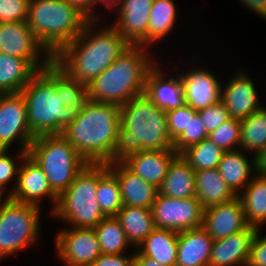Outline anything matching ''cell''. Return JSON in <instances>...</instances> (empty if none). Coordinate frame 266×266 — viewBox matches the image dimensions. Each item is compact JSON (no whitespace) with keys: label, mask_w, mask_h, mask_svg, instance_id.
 <instances>
[{"label":"cell","mask_w":266,"mask_h":266,"mask_svg":"<svg viewBox=\"0 0 266 266\" xmlns=\"http://www.w3.org/2000/svg\"><path fill=\"white\" fill-rule=\"evenodd\" d=\"M98 23L89 20L83 31L53 57L71 77L86 85L131 46L112 25H101L94 31Z\"/></svg>","instance_id":"cell-1"},{"label":"cell","mask_w":266,"mask_h":266,"mask_svg":"<svg viewBox=\"0 0 266 266\" xmlns=\"http://www.w3.org/2000/svg\"><path fill=\"white\" fill-rule=\"evenodd\" d=\"M120 127L111 154V164L125 161L142 150L174 149L166 111L144 94L120 106Z\"/></svg>","instance_id":"cell-2"},{"label":"cell","mask_w":266,"mask_h":266,"mask_svg":"<svg viewBox=\"0 0 266 266\" xmlns=\"http://www.w3.org/2000/svg\"><path fill=\"white\" fill-rule=\"evenodd\" d=\"M120 106L89 100L61 134L89 164H111L120 127Z\"/></svg>","instance_id":"cell-3"},{"label":"cell","mask_w":266,"mask_h":266,"mask_svg":"<svg viewBox=\"0 0 266 266\" xmlns=\"http://www.w3.org/2000/svg\"><path fill=\"white\" fill-rule=\"evenodd\" d=\"M148 47L131 45L89 84V100L123 105L144 94L148 71L157 63ZM150 54V55H149Z\"/></svg>","instance_id":"cell-4"},{"label":"cell","mask_w":266,"mask_h":266,"mask_svg":"<svg viewBox=\"0 0 266 266\" xmlns=\"http://www.w3.org/2000/svg\"><path fill=\"white\" fill-rule=\"evenodd\" d=\"M89 19L67 0H30L27 23L54 57L72 42Z\"/></svg>","instance_id":"cell-5"},{"label":"cell","mask_w":266,"mask_h":266,"mask_svg":"<svg viewBox=\"0 0 266 266\" xmlns=\"http://www.w3.org/2000/svg\"><path fill=\"white\" fill-rule=\"evenodd\" d=\"M27 106V121L34 138L61 135L78 115L71 107L63 106L54 83L38 71L20 92Z\"/></svg>","instance_id":"cell-6"},{"label":"cell","mask_w":266,"mask_h":266,"mask_svg":"<svg viewBox=\"0 0 266 266\" xmlns=\"http://www.w3.org/2000/svg\"><path fill=\"white\" fill-rule=\"evenodd\" d=\"M27 154L43 170L50 187L58 196L68 189L88 164L62 135L36 137Z\"/></svg>","instance_id":"cell-7"},{"label":"cell","mask_w":266,"mask_h":266,"mask_svg":"<svg viewBox=\"0 0 266 266\" xmlns=\"http://www.w3.org/2000/svg\"><path fill=\"white\" fill-rule=\"evenodd\" d=\"M98 164H87L67 190L58 196L52 217L73 228H94L106 216L97 200Z\"/></svg>","instance_id":"cell-8"},{"label":"cell","mask_w":266,"mask_h":266,"mask_svg":"<svg viewBox=\"0 0 266 266\" xmlns=\"http://www.w3.org/2000/svg\"><path fill=\"white\" fill-rule=\"evenodd\" d=\"M40 211L38 206L5 198L0 205V261L38 242Z\"/></svg>","instance_id":"cell-9"},{"label":"cell","mask_w":266,"mask_h":266,"mask_svg":"<svg viewBox=\"0 0 266 266\" xmlns=\"http://www.w3.org/2000/svg\"><path fill=\"white\" fill-rule=\"evenodd\" d=\"M0 53L25 59L37 71H41L53 60V56L37 40L27 21L0 23Z\"/></svg>","instance_id":"cell-10"},{"label":"cell","mask_w":266,"mask_h":266,"mask_svg":"<svg viewBox=\"0 0 266 266\" xmlns=\"http://www.w3.org/2000/svg\"><path fill=\"white\" fill-rule=\"evenodd\" d=\"M151 211L156 228L181 232L203 226L204 208L196 197L176 199L158 193Z\"/></svg>","instance_id":"cell-11"},{"label":"cell","mask_w":266,"mask_h":266,"mask_svg":"<svg viewBox=\"0 0 266 266\" xmlns=\"http://www.w3.org/2000/svg\"><path fill=\"white\" fill-rule=\"evenodd\" d=\"M34 139L29 129L23 95L0 94V149L9 150L12 144L18 141L16 144L20 150L28 152Z\"/></svg>","instance_id":"cell-12"},{"label":"cell","mask_w":266,"mask_h":266,"mask_svg":"<svg viewBox=\"0 0 266 266\" xmlns=\"http://www.w3.org/2000/svg\"><path fill=\"white\" fill-rule=\"evenodd\" d=\"M55 237V251L65 266H90L102 254L94 228H63Z\"/></svg>","instance_id":"cell-13"},{"label":"cell","mask_w":266,"mask_h":266,"mask_svg":"<svg viewBox=\"0 0 266 266\" xmlns=\"http://www.w3.org/2000/svg\"><path fill=\"white\" fill-rule=\"evenodd\" d=\"M48 197L53 203L50 214L54 211L58 195L49 185L46 175L37 163L27 154L19 166L17 183L10 199L41 207L43 198Z\"/></svg>","instance_id":"cell-14"},{"label":"cell","mask_w":266,"mask_h":266,"mask_svg":"<svg viewBox=\"0 0 266 266\" xmlns=\"http://www.w3.org/2000/svg\"><path fill=\"white\" fill-rule=\"evenodd\" d=\"M154 0H122L112 26L130 44L148 47V25Z\"/></svg>","instance_id":"cell-15"},{"label":"cell","mask_w":266,"mask_h":266,"mask_svg":"<svg viewBox=\"0 0 266 266\" xmlns=\"http://www.w3.org/2000/svg\"><path fill=\"white\" fill-rule=\"evenodd\" d=\"M249 77L239 70L221 87V101L231 118L243 120L263 106L258 100L256 85Z\"/></svg>","instance_id":"cell-16"},{"label":"cell","mask_w":266,"mask_h":266,"mask_svg":"<svg viewBox=\"0 0 266 266\" xmlns=\"http://www.w3.org/2000/svg\"><path fill=\"white\" fill-rule=\"evenodd\" d=\"M203 227L214 241L248 228L240 198L205 208Z\"/></svg>","instance_id":"cell-17"},{"label":"cell","mask_w":266,"mask_h":266,"mask_svg":"<svg viewBox=\"0 0 266 266\" xmlns=\"http://www.w3.org/2000/svg\"><path fill=\"white\" fill-rule=\"evenodd\" d=\"M206 68L186 69L179 73L183 84L185 104L199 111L221 100V82Z\"/></svg>","instance_id":"cell-18"},{"label":"cell","mask_w":266,"mask_h":266,"mask_svg":"<svg viewBox=\"0 0 266 266\" xmlns=\"http://www.w3.org/2000/svg\"><path fill=\"white\" fill-rule=\"evenodd\" d=\"M158 62L148 71L144 95L158 108L169 111L185 104L180 75L168 77Z\"/></svg>","instance_id":"cell-19"},{"label":"cell","mask_w":266,"mask_h":266,"mask_svg":"<svg viewBox=\"0 0 266 266\" xmlns=\"http://www.w3.org/2000/svg\"><path fill=\"white\" fill-rule=\"evenodd\" d=\"M258 229L248 228L213 243L209 266H247L252 240Z\"/></svg>","instance_id":"cell-20"},{"label":"cell","mask_w":266,"mask_h":266,"mask_svg":"<svg viewBox=\"0 0 266 266\" xmlns=\"http://www.w3.org/2000/svg\"><path fill=\"white\" fill-rule=\"evenodd\" d=\"M116 175L123 205L151 209L159 190L132 172L123 162L108 164Z\"/></svg>","instance_id":"cell-21"},{"label":"cell","mask_w":266,"mask_h":266,"mask_svg":"<svg viewBox=\"0 0 266 266\" xmlns=\"http://www.w3.org/2000/svg\"><path fill=\"white\" fill-rule=\"evenodd\" d=\"M177 155L174 149L142 150L130 155L123 163L143 180L159 189L172 160Z\"/></svg>","instance_id":"cell-22"},{"label":"cell","mask_w":266,"mask_h":266,"mask_svg":"<svg viewBox=\"0 0 266 266\" xmlns=\"http://www.w3.org/2000/svg\"><path fill=\"white\" fill-rule=\"evenodd\" d=\"M213 243L203 226L178 232L176 266H209Z\"/></svg>","instance_id":"cell-23"},{"label":"cell","mask_w":266,"mask_h":266,"mask_svg":"<svg viewBox=\"0 0 266 266\" xmlns=\"http://www.w3.org/2000/svg\"><path fill=\"white\" fill-rule=\"evenodd\" d=\"M244 153L245 151L242 149L224 151L217 167L221 177L236 196L241 193V190L243 191L256 174L255 157L250 162Z\"/></svg>","instance_id":"cell-24"},{"label":"cell","mask_w":266,"mask_h":266,"mask_svg":"<svg viewBox=\"0 0 266 266\" xmlns=\"http://www.w3.org/2000/svg\"><path fill=\"white\" fill-rule=\"evenodd\" d=\"M158 190L159 194L176 199L196 197L195 170L181 154L172 160Z\"/></svg>","instance_id":"cell-25"},{"label":"cell","mask_w":266,"mask_h":266,"mask_svg":"<svg viewBox=\"0 0 266 266\" xmlns=\"http://www.w3.org/2000/svg\"><path fill=\"white\" fill-rule=\"evenodd\" d=\"M41 71L54 83L63 106L71 107L79 113L89 101L87 85L71 77L54 60Z\"/></svg>","instance_id":"cell-26"},{"label":"cell","mask_w":266,"mask_h":266,"mask_svg":"<svg viewBox=\"0 0 266 266\" xmlns=\"http://www.w3.org/2000/svg\"><path fill=\"white\" fill-rule=\"evenodd\" d=\"M177 248L178 232L155 228L137 247V250L162 265L176 266Z\"/></svg>","instance_id":"cell-27"},{"label":"cell","mask_w":266,"mask_h":266,"mask_svg":"<svg viewBox=\"0 0 266 266\" xmlns=\"http://www.w3.org/2000/svg\"><path fill=\"white\" fill-rule=\"evenodd\" d=\"M196 198L203 208L226 203L237 197L227 186L218 169L195 171Z\"/></svg>","instance_id":"cell-28"},{"label":"cell","mask_w":266,"mask_h":266,"mask_svg":"<svg viewBox=\"0 0 266 266\" xmlns=\"http://www.w3.org/2000/svg\"><path fill=\"white\" fill-rule=\"evenodd\" d=\"M135 249L156 228L151 209L123 205L115 216Z\"/></svg>","instance_id":"cell-29"},{"label":"cell","mask_w":266,"mask_h":266,"mask_svg":"<svg viewBox=\"0 0 266 266\" xmlns=\"http://www.w3.org/2000/svg\"><path fill=\"white\" fill-rule=\"evenodd\" d=\"M37 72L27 60L0 53V94L20 93Z\"/></svg>","instance_id":"cell-30"},{"label":"cell","mask_w":266,"mask_h":266,"mask_svg":"<svg viewBox=\"0 0 266 266\" xmlns=\"http://www.w3.org/2000/svg\"><path fill=\"white\" fill-rule=\"evenodd\" d=\"M238 197L242 202L247 224L260 230L266 222V177L254 174Z\"/></svg>","instance_id":"cell-31"},{"label":"cell","mask_w":266,"mask_h":266,"mask_svg":"<svg viewBox=\"0 0 266 266\" xmlns=\"http://www.w3.org/2000/svg\"><path fill=\"white\" fill-rule=\"evenodd\" d=\"M97 200L106 217L116 216L123 206L120 186L108 164H98Z\"/></svg>","instance_id":"cell-32"},{"label":"cell","mask_w":266,"mask_h":266,"mask_svg":"<svg viewBox=\"0 0 266 266\" xmlns=\"http://www.w3.org/2000/svg\"><path fill=\"white\" fill-rule=\"evenodd\" d=\"M176 11L174 0H154L148 25V48L161 42L174 30L178 18Z\"/></svg>","instance_id":"cell-33"},{"label":"cell","mask_w":266,"mask_h":266,"mask_svg":"<svg viewBox=\"0 0 266 266\" xmlns=\"http://www.w3.org/2000/svg\"><path fill=\"white\" fill-rule=\"evenodd\" d=\"M266 147V106L241 120L240 149L256 157Z\"/></svg>","instance_id":"cell-34"},{"label":"cell","mask_w":266,"mask_h":266,"mask_svg":"<svg viewBox=\"0 0 266 266\" xmlns=\"http://www.w3.org/2000/svg\"><path fill=\"white\" fill-rule=\"evenodd\" d=\"M102 254H124L131 244L115 216L105 217L94 227Z\"/></svg>","instance_id":"cell-35"},{"label":"cell","mask_w":266,"mask_h":266,"mask_svg":"<svg viewBox=\"0 0 266 266\" xmlns=\"http://www.w3.org/2000/svg\"><path fill=\"white\" fill-rule=\"evenodd\" d=\"M223 150L210 139L189 146L181 155L189 162L195 170L215 169L221 161Z\"/></svg>","instance_id":"cell-36"},{"label":"cell","mask_w":266,"mask_h":266,"mask_svg":"<svg viewBox=\"0 0 266 266\" xmlns=\"http://www.w3.org/2000/svg\"><path fill=\"white\" fill-rule=\"evenodd\" d=\"M208 139L223 151L240 149L241 120L229 118L208 134Z\"/></svg>","instance_id":"cell-37"},{"label":"cell","mask_w":266,"mask_h":266,"mask_svg":"<svg viewBox=\"0 0 266 266\" xmlns=\"http://www.w3.org/2000/svg\"><path fill=\"white\" fill-rule=\"evenodd\" d=\"M208 138L206 127L197 112L195 115H189V123L182 134L173 142L174 150L181 154L189 146L201 142Z\"/></svg>","instance_id":"cell-38"},{"label":"cell","mask_w":266,"mask_h":266,"mask_svg":"<svg viewBox=\"0 0 266 266\" xmlns=\"http://www.w3.org/2000/svg\"><path fill=\"white\" fill-rule=\"evenodd\" d=\"M19 153L16 156L17 158H11V155L8 154L9 150H3L0 149V192L4 194V191H7V185L9 181L15 180V183L13 184V188L8 191L7 196L9 197L12 192L15 189L16 183H17V177H18V171L20 166V162L24 159V157L27 155V151L17 150ZM16 159L18 160L16 162ZM19 162V163H18ZM18 163V164H16Z\"/></svg>","instance_id":"cell-39"},{"label":"cell","mask_w":266,"mask_h":266,"mask_svg":"<svg viewBox=\"0 0 266 266\" xmlns=\"http://www.w3.org/2000/svg\"><path fill=\"white\" fill-rule=\"evenodd\" d=\"M196 113L197 111L187 104H184L182 107L166 111L169 136L173 142L187 128L189 115H195Z\"/></svg>","instance_id":"cell-40"},{"label":"cell","mask_w":266,"mask_h":266,"mask_svg":"<svg viewBox=\"0 0 266 266\" xmlns=\"http://www.w3.org/2000/svg\"><path fill=\"white\" fill-rule=\"evenodd\" d=\"M30 0H0V23L27 21Z\"/></svg>","instance_id":"cell-41"},{"label":"cell","mask_w":266,"mask_h":266,"mask_svg":"<svg viewBox=\"0 0 266 266\" xmlns=\"http://www.w3.org/2000/svg\"><path fill=\"white\" fill-rule=\"evenodd\" d=\"M206 127V131L209 134L215 130L218 126L228 120L230 117L227 107L220 100L216 104L207 106L204 109L197 111Z\"/></svg>","instance_id":"cell-42"},{"label":"cell","mask_w":266,"mask_h":266,"mask_svg":"<svg viewBox=\"0 0 266 266\" xmlns=\"http://www.w3.org/2000/svg\"><path fill=\"white\" fill-rule=\"evenodd\" d=\"M260 233L258 230L252 240L247 266H266V235Z\"/></svg>","instance_id":"cell-43"},{"label":"cell","mask_w":266,"mask_h":266,"mask_svg":"<svg viewBox=\"0 0 266 266\" xmlns=\"http://www.w3.org/2000/svg\"><path fill=\"white\" fill-rule=\"evenodd\" d=\"M90 266H134V252L131 255L101 254Z\"/></svg>","instance_id":"cell-44"},{"label":"cell","mask_w":266,"mask_h":266,"mask_svg":"<svg viewBox=\"0 0 266 266\" xmlns=\"http://www.w3.org/2000/svg\"><path fill=\"white\" fill-rule=\"evenodd\" d=\"M70 4L75 6L81 13H83L89 20H99L101 16L94 10L96 7V0H67ZM94 11V12H93Z\"/></svg>","instance_id":"cell-45"},{"label":"cell","mask_w":266,"mask_h":266,"mask_svg":"<svg viewBox=\"0 0 266 266\" xmlns=\"http://www.w3.org/2000/svg\"><path fill=\"white\" fill-rule=\"evenodd\" d=\"M246 6L249 11L259 15L262 19H266V0H239Z\"/></svg>","instance_id":"cell-46"},{"label":"cell","mask_w":266,"mask_h":266,"mask_svg":"<svg viewBox=\"0 0 266 266\" xmlns=\"http://www.w3.org/2000/svg\"><path fill=\"white\" fill-rule=\"evenodd\" d=\"M134 266H165L154 259L142 255L137 249L134 253Z\"/></svg>","instance_id":"cell-47"},{"label":"cell","mask_w":266,"mask_h":266,"mask_svg":"<svg viewBox=\"0 0 266 266\" xmlns=\"http://www.w3.org/2000/svg\"><path fill=\"white\" fill-rule=\"evenodd\" d=\"M256 173L266 177V147L255 157Z\"/></svg>","instance_id":"cell-48"},{"label":"cell","mask_w":266,"mask_h":266,"mask_svg":"<svg viewBox=\"0 0 266 266\" xmlns=\"http://www.w3.org/2000/svg\"><path fill=\"white\" fill-rule=\"evenodd\" d=\"M122 0H96V5L99 3H104L106 10H112V7L118 8Z\"/></svg>","instance_id":"cell-49"},{"label":"cell","mask_w":266,"mask_h":266,"mask_svg":"<svg viewBox=\"0 0 266 266\" xmlns=\"http://www.w3.org/2000/svg\"><path fill=\"white\" fill-rule=\"evenodd\" d=\"M2 195H4V194H2L1 192H0V205H1V203L5 200V198L6 197H4V196H2ZM3 197H4V199H3Z\"/></svg>","instance_id":"cell-50"}]
</instances>
